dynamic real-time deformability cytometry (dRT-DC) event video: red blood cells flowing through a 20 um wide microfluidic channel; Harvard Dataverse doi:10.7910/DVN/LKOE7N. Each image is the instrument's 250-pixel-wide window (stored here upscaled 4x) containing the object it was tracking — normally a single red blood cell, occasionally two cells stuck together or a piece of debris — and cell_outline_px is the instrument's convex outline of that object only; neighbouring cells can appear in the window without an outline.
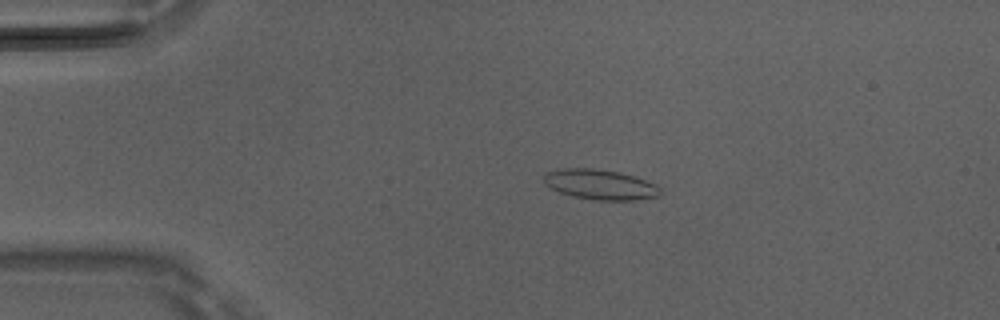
{"species": "Egyptian fruit bat (a non-hibernating species)", "species_latin": "Rousettus aegyptiacus", "temperature_condition": "room temperature", "stored_images_in_passage": 43, "camera_frame_rate_fps": 3000, "um_per_image_px": 0.085, "animal": {"sex": "male"}, "frame": {"image": 1, "passage_image": 4, "time_ms": 1.0, "image_size_px": [1000, 320], "cell_outline_px": [[660, 192], [656, 196], [636, 200], [596, 200], [572, 196], [560, 192], [544, 184], [544, 176], [548, 172], [560, 168], [592, 168], [616, 172], [632, 176], [656, 184], [660, 188]], "centroid_in_image_um": [50.98, 15.69], "position_along_channel_um": 34.0, "area_um2": 20.11}}
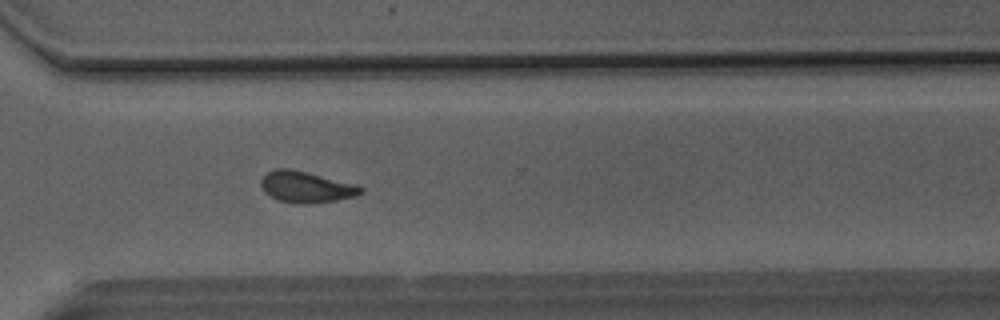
{"frame": {"image": 2, "passage_image": 30, "time_ms": 9.667, "image_size_px": [1000, 320], "cell_outline_px": [[364, 192], [356, 196], [336, 200], [312, 204], [276, 200], [264, 192], [260, 184], [260, 180], [268, 172], [276, 168], [292, 168], [356, 184], [364, 188]], "centroid_in_image_um": [26.03, 15.88], "position_along_channel_um": 344.6, "area_um2": 18.26}}
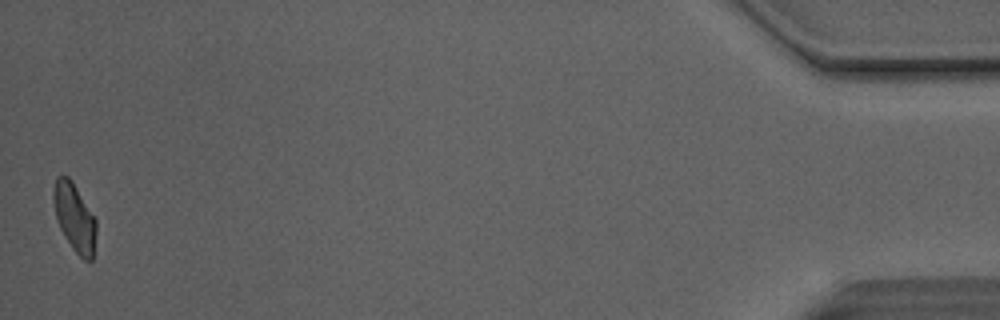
{"frame": {"image": 3, "passage_image": 43, "time_ms": 14.0, "image_size_px": [1000, 320], "cell_outline_px": [[96, 232], [92, 260], [84, 260], [72, 248], [64, 236], [60, 228], [56, 216], [52, 200], [52, 192], [56, 176], [68, 176], [72, 180], [96, 220]], "centroid_in_image_um": [6.31, 18.46], "position_along_channel_um": 428.9, "area_um2": 16.88}, "authors_computed_cell_mechanics": {"area_um2": 17.8602, "velocity_mm_per_s": 4.1252, "shape_relaxation_time_tau1_ms": 6.4545, "shape_relaxation_time_tau2_ms": 1.9779, "deformation_change_tau1": 0.1548, "deformation_change_tau2": 0.0871}}